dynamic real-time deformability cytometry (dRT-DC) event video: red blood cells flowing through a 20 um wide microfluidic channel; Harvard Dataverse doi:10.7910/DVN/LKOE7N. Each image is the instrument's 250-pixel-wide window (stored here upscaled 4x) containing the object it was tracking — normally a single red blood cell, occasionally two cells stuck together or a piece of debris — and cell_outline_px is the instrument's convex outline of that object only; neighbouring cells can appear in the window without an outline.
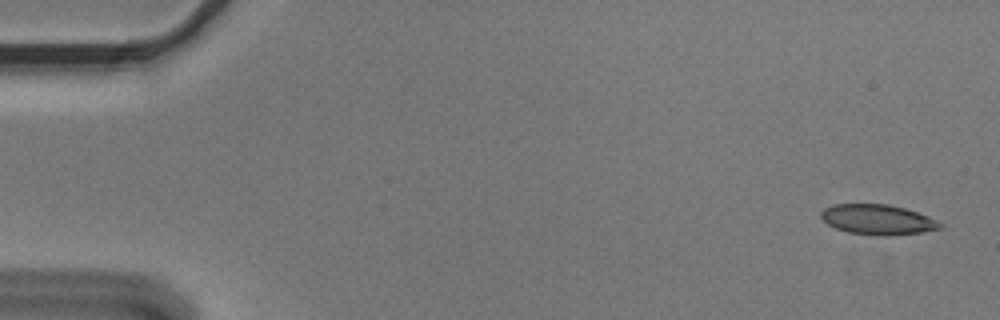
{"species": "Egyptian fruit bat (a non-hibernating species)", "species_latin": "Rousettus aegyptiacus", "temperature_condition": "cold", "stored_images_in_passage": 2, "camera_frame_rate_fps": 3000, "um_per_image_px": 0.085, "animal": {"sex": "male"}, "frame": {"image": 1, "passage_image": 1, "time_ms": 0.0, "image_size_px": [1000, 320], "cell_outline_px": [[944, 228], [920, 232], [888, 236], [880, 236], [848, 232], [836, 228], [828, 224], [820, 216], [820, 212], [824, 208], [832, 204], [888, 204], [904, 208], [928, 216], [944, 224]], "centroid_in_image_um": [74.61, 18.66], "position_along_channel_um": 10.4, "area_um2": 20.92}}